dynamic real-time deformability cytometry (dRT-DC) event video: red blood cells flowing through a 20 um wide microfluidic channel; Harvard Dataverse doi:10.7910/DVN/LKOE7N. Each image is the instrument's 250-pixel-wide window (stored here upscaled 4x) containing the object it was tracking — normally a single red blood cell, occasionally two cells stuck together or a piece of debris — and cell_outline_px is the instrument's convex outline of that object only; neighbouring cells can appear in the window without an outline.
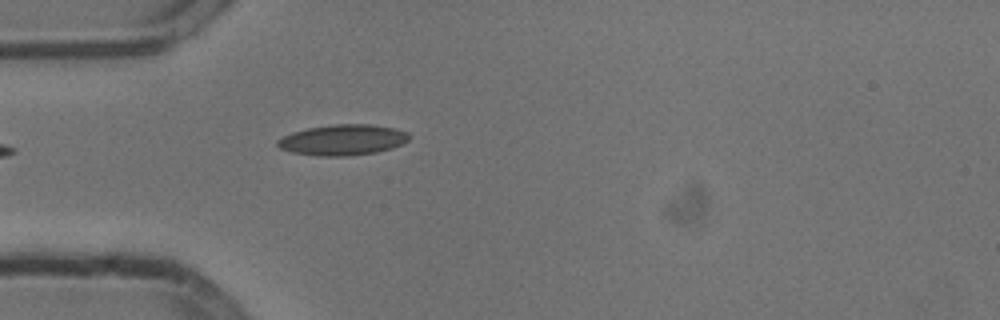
{"species": "common noctule bat (a hibernating species)", "species_latin": "Nyctalus noctula", "temperature_condition": "cold", "stored_images_in_passage": 21, "camera_frame_rate_fps": 3000, "um_per_image_px": 0.085, "animal": {"sex": "male", "body_mass_g": 13.3}, "frame": {"image": 1, "passage_image": 1, "time_ms": 0.0, "image_size_px": [1000, 320], "cell_outline_px": [[408, 140], [400, 144], [376, 152], [340, 156], [328, 156], [296, 152], [280, 148], [276, 144], [276, 140], [292, 132], [308, 128], [332, 124], [372, 124], [392, 128], [404, 132], [408, 136]], "centroid_in_image_um": [29.09, 11.87], "position_along_channel_um": 55.9, "area_um2": 22.83}}
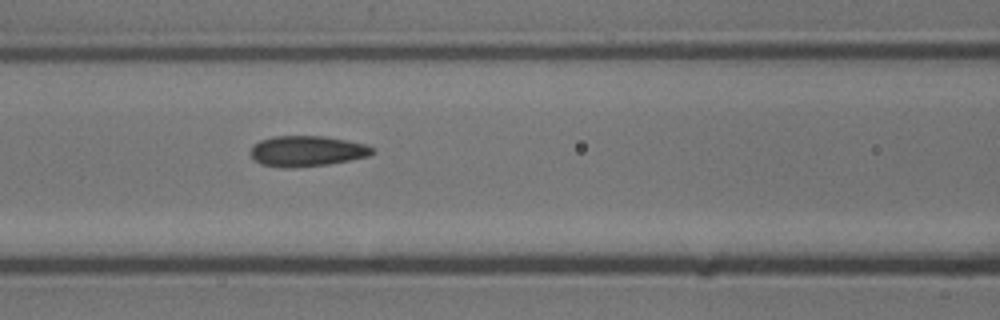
{"frame": {"image": 2, "passage_image": 8, "time_ms": 2.333, "image_size_px": [1000, 320], "cell_outline_px": [[372, 152], [368, 156], [328, 164], [260, 164], [252, 156], [252, 148], [260, 140], [276, 136], [324, 136], [348, 140], [364, 144], [372, 148]], "centroid_in_image_um": [26.15, 12.78], "position_along_channel_um": 140.5, "area_um2": 20.29}}
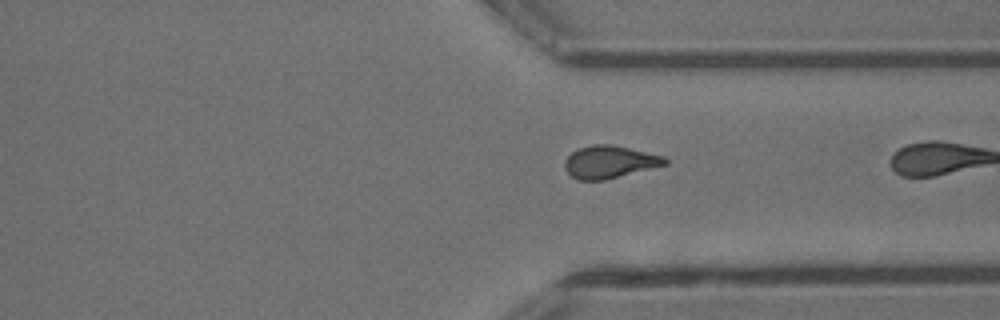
{"frame": {"image": 3, "passage_image": 20, "time_ms": 6.333, "image_size_px": [1000, 320], "cell_outline_px": [[668, 164], [604, 180], [580, 180], [572, 176], [564, 168], [564, 164], [568, 156], [572, 152], [580, 148], [592, 144], [612, 144], [664, 156], [668, 160]], "centroid_in_image_um": [51.82, 13.76], "position_along_channel_um": 359.6, "area_um2": 18.84}}